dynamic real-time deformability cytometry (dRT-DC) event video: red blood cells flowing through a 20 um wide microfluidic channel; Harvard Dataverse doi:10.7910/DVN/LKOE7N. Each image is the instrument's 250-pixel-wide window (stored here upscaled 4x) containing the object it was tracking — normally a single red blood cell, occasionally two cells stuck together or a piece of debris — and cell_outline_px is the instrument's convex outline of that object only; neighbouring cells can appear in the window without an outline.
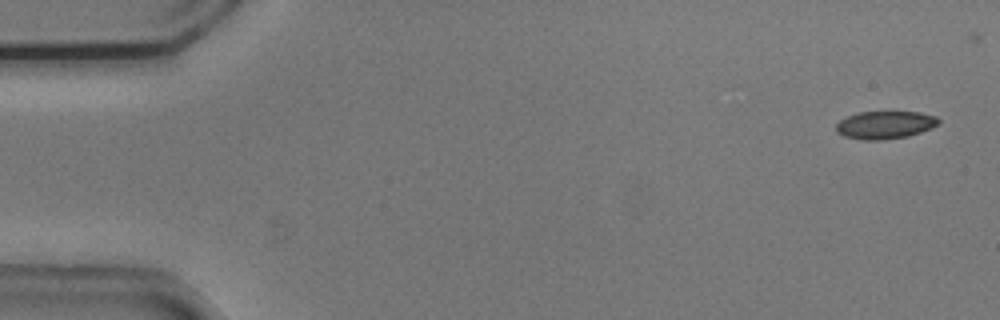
{"species": "common noctule bat (a hibernating species)", "species_latin": "Nyctalus noctula", "temperature_condition": "cold", "stored_images_in_passage": 51, "camera_frame_rate_fps": 3000, "um_per_image_px": 0.085, "animal": {"sex": "male", "body_mass_g": 20.5, "forearm_length_mm": 52.5}, "frame": {"image": 1, "passage_image": 2, "time_ms": 0.333, "image_size_px": [1000, 320], "cell_outline_px": [[940, 124], [932, 128], [908, 136], [880, 140], [860, 140], [844, 136], [836, 132], [836, 124], [840, 120], [848, 116], [860, 112], [920, 112], [936, 116], [940, 120]], "centroid_in_image_um": [75.24, 10.62], "position_along_channel_um": 9.8, "area_um2": 16.65}}
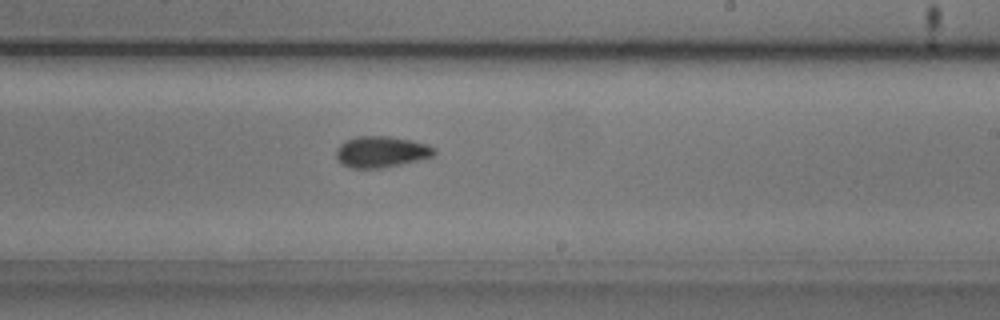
{"frame": {"image": 2, "passage_image": 32, "time_ms": 10.333, "image_size_px": [1000, 320], "cell_outline_px": [[436, 152], [432, 156], [400, 164], [380, 168], [352, 168], [340, 164], [336, 156], [336, 148], [340, 144], [356, 136], [388, 136], [428, 144], [436, 148]], "centroid_in_image_um": [32.37, 12.9], "position_along_channel_um": 256.6, "area_um2": 17.69}}
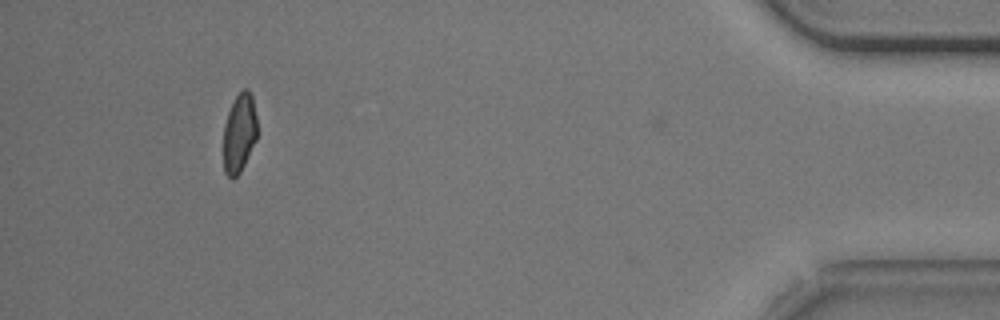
{"frame": {"image": 3, "passage_image": 50, "time_ms": 16.333, "image_size_px": [1000, 320], "cell_outline_px": [[256, 140], [240, 172], [232, 180], [224, 172], [224, 124], [228, 112], [236, 96], [244, 88], [248, 88], [252, 96], [256, 116]], "centroid_in_image_um": [20.34, 11.31], "position_along_channel_um": 414.9, "area_um2": 15.37}, "authors_computed_cell_mechanics": {"area_um2": 17.34, "velocity_mm_per_s": 3.7332, "shape_relaxation_time_tau1_ms": 4.0678, "shape_relaxation_time_tau2_ms": 1.7848, "deformation_change_tau1": 0.1244, "deformation_change_tau2": 0.068}}